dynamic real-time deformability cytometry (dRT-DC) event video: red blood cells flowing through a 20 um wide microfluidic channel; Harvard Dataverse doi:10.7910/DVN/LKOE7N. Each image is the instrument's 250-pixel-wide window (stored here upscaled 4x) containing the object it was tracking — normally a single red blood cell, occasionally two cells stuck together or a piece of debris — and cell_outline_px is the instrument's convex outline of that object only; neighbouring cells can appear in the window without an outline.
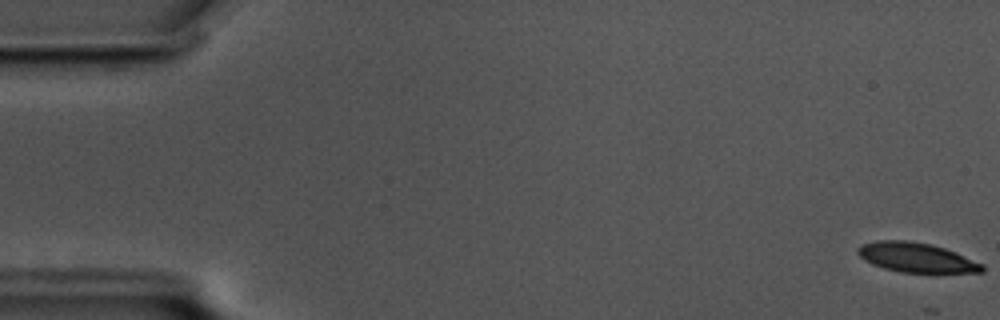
{"species": "common noctule bat (a hibernating species)", "species_latin": "Nyctalus noctula", "temperature_condition": "cold", "stored_images_in_passage": 21, "camera_frame_rate_fps": 3000, "um_per_image_px": 0.085, "animal": {"sex": "male", "body_mass_g": 17.5, "forearm_length_mm": 52.3}, "frame": {"image": 1, "passage_image": 1, "time_ms": 0.0, "image_size_px": [1000, 320], "cell_outline_px": [[984, 272], [900, 272], [884, 268], [872, 264], [864, 260], [856, 252], [856, 248], [860, 244], [876, 240], [908, 240], [928, 244], [944, 248], [956, 252], [984, 264]], "centroid_in_image_um": [77.85, 21.87], "position_along_channel_um": 7.1, "area_um2": 21.44}}
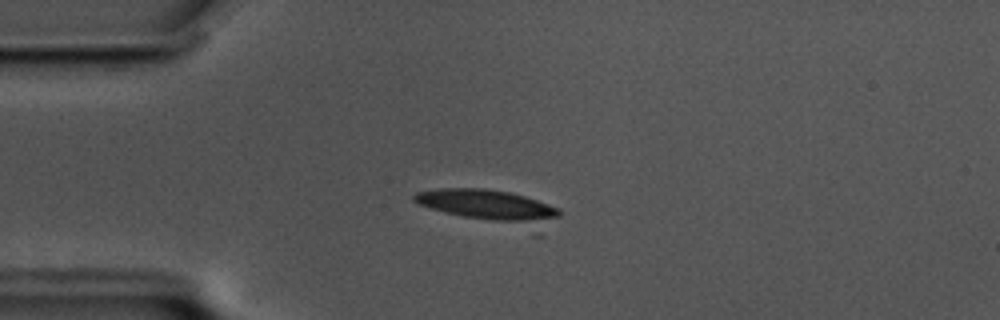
{"frame": {"image": 2, "passage_image": 15, "time_ms": 4.667, "image_size_px": [1000, 320], "cell_outline_px": [[564, 212], [560, 216], [540, 220], [496, 220], [464, 216], [432, 208], [420, 204], [412, 200], [412, 196], [416, 192], [440, 188], [484, 188], [508, 192], [524, 196], [560, 208]], "centroid_in_image_um": [41.35, 17.35], "position_along_channel_um": 43.7, "area_um2": 24.28}}
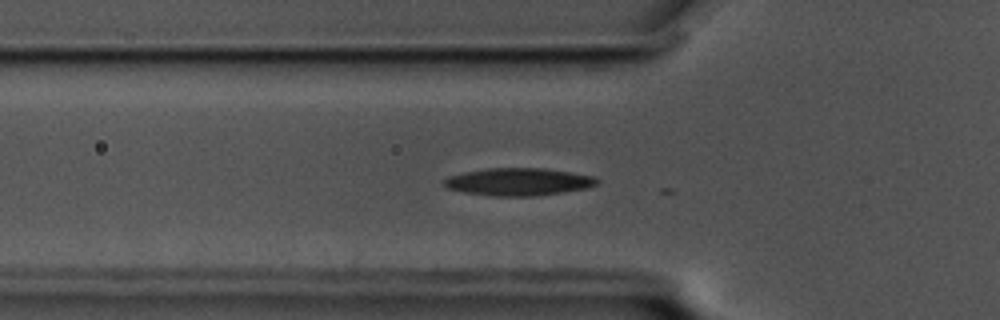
{"frame": {"image": 3, "passage_image": 20, "time_ms": 6.333, "image_size_px": [1000, 320], "cell_outline_px": [[600, 180], [596, 184], [584, 188], [564, 192], [532, 196], [492, 196], [464, 192], [444, 188], [444, 180], [448, 176], [464, 172], [488, 168], [544, 168], [572, 172], [592, 176]], "centroid_in_image_um": [44.03, 15.45], "position_along_channel_um": 81.8, "area_um2": 24.51}}